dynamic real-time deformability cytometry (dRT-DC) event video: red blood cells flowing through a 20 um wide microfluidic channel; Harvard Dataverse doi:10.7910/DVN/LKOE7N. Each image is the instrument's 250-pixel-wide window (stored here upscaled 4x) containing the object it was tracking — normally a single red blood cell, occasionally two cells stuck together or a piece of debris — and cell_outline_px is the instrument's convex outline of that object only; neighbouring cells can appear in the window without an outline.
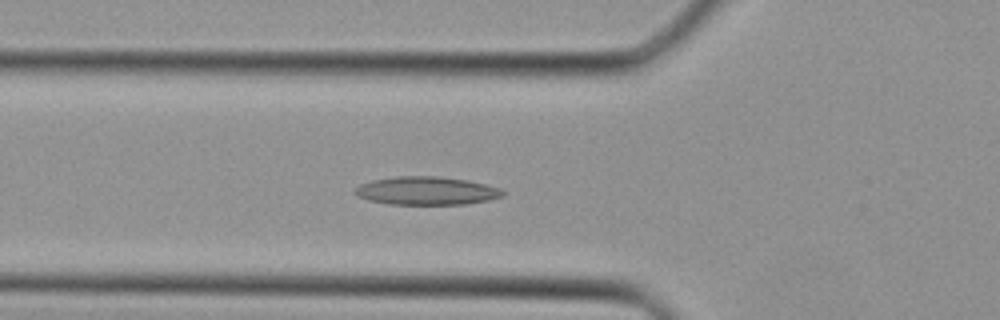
{"species": "Egyptian fruit bat (a non-hibernating species)", "species_latin": "Rousettus aegyptiacus", "temperature_condition": "cold", "stored_images_in_passage": 32, "camera_frame_rate_fps": 3000, "um_per_image_px": 0.085, "animal": {"sex": "female"}, "frame": {"image": 1, "passage_image": 6, "time_ms": 1.667, "image_size_px": [1000, 320], "cell_outline_px": [[508, 192], [504, 196], [488, 200], [464, 204], [388, 204], [368, 200], [356, 196], [352, 192], [360, 184], [372, 180], [396, 176], [440, 176], [468, 180], [500, 188]], "centroid_in_image_um": [36.25, 16.21], "position_along_channel_um": 89.5, "area_um2": 24.51}}
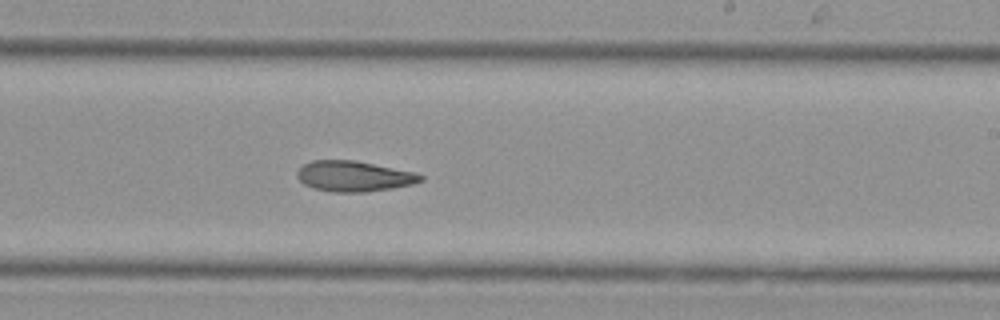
{"frame": {"image": 2, "passage_image": 16, "time_ms": 5.0, "image_size_px": [1000, 320], "cell_outline_px": [[424, 180], [412, 184], [392, 188], [364, 192], [332, 192], [312, 188], [304, 184], [296, 176], [296, 172], [304, 164], [312, 160], [356, 160], [416, 172], [424, 176]], "centroid_in_image_um": [30.09, 14.97], "position_along_channel_um": 258.9, "area_um2": 22.14}}
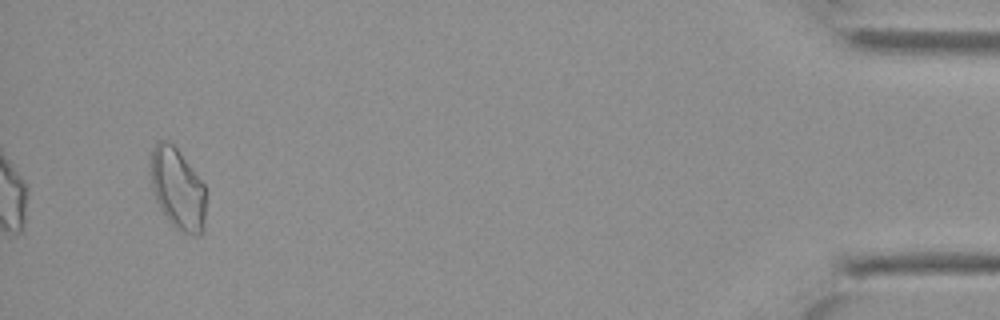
{"frame": {"image": 3, "passage_image": 30, "time_ms": 9.667, "image_size_px": [1000, 320], "cell_outline_px": [[204, 232], [196, 236], [180, 232], [164, 216], [156, 200], [152, 188], [148, 164], [152, 148], [160, 140], [164, 140], [172, 144], [176, 148], [204, 184]], "centroid_in_image_um": [15.05, 16.06], "position_along_channel_um": 420.1, "area_um2": 26.3}}